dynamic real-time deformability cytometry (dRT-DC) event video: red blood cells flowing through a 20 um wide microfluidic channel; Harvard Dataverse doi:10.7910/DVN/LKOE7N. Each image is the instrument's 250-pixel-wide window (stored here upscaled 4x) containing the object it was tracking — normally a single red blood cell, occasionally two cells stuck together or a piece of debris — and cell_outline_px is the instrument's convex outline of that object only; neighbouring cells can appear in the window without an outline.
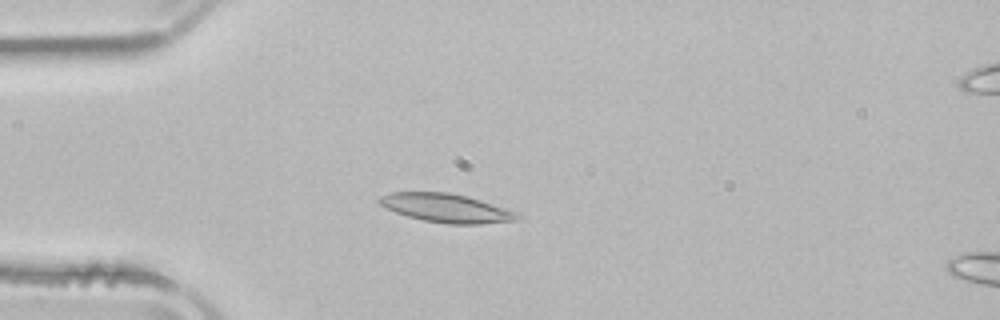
{"species": "common noctule bat (a hibernating species)", "species_latin": "Nyctalus noctula", "temperature_condition": "room temperature", "stored_images_in_passage": 49, "camera_frame_rate_fps": 3000, "um_per_image_px": 0.085, "animal": {"sex": "male", "body_mass_g": 21.5, "forearm_length_mm": 52.0}, "frame": {"image": 1, "passage_image": 11, "time_ms": 3.333, "image_size_px": [1000, 320], "cell_outline_px": [[520, 216], [516, 220], [480, 224], [448, 224], [424, 220], [408, 216], [396, 212], [380, 204], [376, 200], [380, 196], [392, 192], [448, 192], [468, 196], [520, 212]], "centroid_in_image_um": [37.97, 17.68], "position_along_channel_um": 47.0, "area_um2": 23.06}}
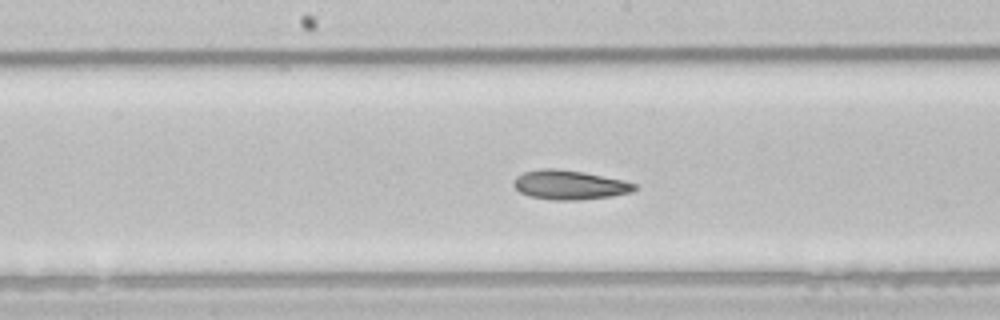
{"frame": {"image": 2, "passage_image": 24, "time_ms": 7.667, "image_size_px": [1000, 320], "cell_outline_px": [[636, 188], [632, 192], [612, 196], [580, 200], [552, 200], [528, 196], [520, 192], [512, 184], [512, 180], [516, 176], [524, 172], [544, 168], [556, 168], [584, 172], [624, 180], [636, 184]], "centroid_in_image_um": [48.39, 15.71], "position_along_channel_um": 199.8, "area_um2": 20.81}}
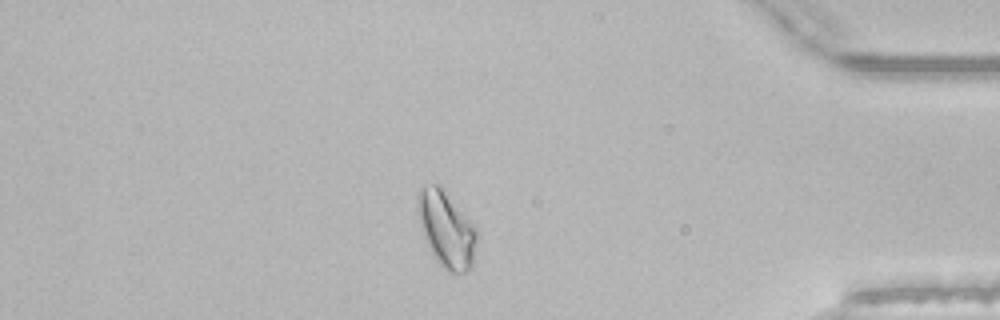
{"frame": {"image": 3, "passage_image": 42, "time_ms": 13.667, "image_size_px": [1000, 320], "cell_outline_px": [[476, 244], [472, 268], [464, 272], [448, 272], [432, 256], [420, 228], [416, 208], [416, 196], [420, 188], [424, 184], [440, 184], [476, 228]], "centroid_in_image_um": [37.9, 19.46], "position_along_channel_um": 397.3, "area_um2": 26.47}, "authors_computed_cell_mechanics": {"area_um2": 22.253, "velocity_mm_per_s": 3.8773, "shape_relaxation_time_tau1_ms": 4.4941, "shape_relaxation_time_tau2_ms": 2.1884, "deformation_change_tau1": 0.1339, "deformation_change_tau2": 0.0826}}